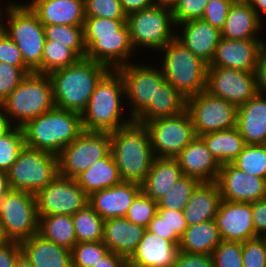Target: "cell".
I'll list each match as a JSON object with an SVG mask.
<instances>
[{"mask_svg":"<svg viewBox=\"0 0 266 267\" xmlns=\"http://www.w3.org/2000/svg\"><path fill=\"white\" fill-rule=\"evenodd\" d=\"M83 35L86 58L110 70L129 64V58L135 57L126 19L86 17Z\"/></svg>","mask_w":266,"mask_h":267,"instance_id":"obj_1","label":"cell"},{"mask_svg":"<svg viewBox=\"0 0 266 267\" xmlns=\"http://www.w3.org/2000/svg\"><path fill=\"white\" fill-rule=\"evenodd\" d=\"M110 151L124 182L142 185L155 159L144 124H130L110 132Z\"/></svg>","mask_w":266,"mask_h":267,"instance_id":"obj_2","label":"cell"},{"mask_svg":"<svg viewBox=\"0 0 266 267\" xmlns=\"http://www.w3.org/2000/svg\"><path fill=\"white\" fill-rule=\"evenodd\" d=\"M110 69L86 57L49 74L56 108L82 113L97 83Z\"/></svg>","mask_w":266,"mask_h":267,"instance_id":"obj_3","label":"cell"},{"mask_svg":"<svg viewBox=\"0 0 266 267\" xmlns=\"http://www.w3.org/2000/svg\"><path fill=\"white\" fill-rule=\"evenodd\" d=\"M122 96L125 97L123 78L118 70H109L97 83L81 113L83 130L110 133L130 124L133 119L123 117Z\"/></svg>","mask_w":266,"mask_h":267,"instance_id":"obj_4","label":"cell"},{"mask_svg":"<svg viewBox=\"0 0 266 267\" xmlns=\"http://www.w3.org/2000/svg\"><path fill=\"white\" fill-rule=\"evenodd\" d=\"M25 146L59 155L83 131L81 114L54 107L22 127Z\"/></svg>","mask_w":266,"mask_h":267,"instance_id":"obj_5","label":"cell"},{"mask_svg":"<svg viewBox=\"0 0 266 267\" xmlns=\"http://www.w3.org/2000/svg\"><path fill=\"white\" fill-rule=\"evenodd\" d=\"M54 107L53 86L49 75L31 72L1 102V113L11 126L22 127L27 121ZM12 119L16 120L14 124Z\"/></svg>","mask_w":266,"mask_h":267,"instance_id":"obj_6","label":"cell"},{"mask_svg":"<svg viewBox=\"0 0 266 267\" xmlns=\"http://www.w3.org/2000/svg\"><path fill=\"white\" fill-rule=\"evenodd\" d=\"M161 71L185 99L206 90L208 64L174 38L161 50Z\"/></svg>","mask_w":266,"mask_h":267,"instance_id":"obj_7","label":"cell"},{"mask_svg":"<svg viewBox=\"0 0 266 267\" xmlns=\"http://www.w3.org/2000/svg\"><path fill=\"white\" fill-rule=\"evenodd\" d=\"M5 32L22 53L26 67L41 73V59L46 41L44 25L27 4L11 2L5 5ZM7 15V16H6Z\"/></svg>","mask_w":266,"mask_h":267,"instance_id":"obj_8","label":"cell"},{"mask_svg":"<svg viewBox=\"0 0 266 267\" xmlns=\"http://www.w3.org/2000/svg\"><path fill=\"white\" fill-rule=\"evenodd\" d=\"M126 24L135 53L141 46L159 52L176 34L172 10L166 6L154 4L134 12L127 16Z\"/></svg>","mask_w":266,"mask_h":267,"instance_id":"obj_9","label":"cell"},{"mask_svg":"<svg viewBox=\"0 0 266 267\" xmlns=\"http://www.w3.org/2000/svg\"><path fill=\"white\" fill-rule=\"evenodd\" d=\"M7 175L11 190L36 194L59 175L58 156L25 146Z\"/></svg>","mask_w":266,"mask_h":267,"instance_id":"obj_10","label":"cell"},{"mask_svg":"<svg viewBox=\"0 0 266 267\" xmlns=\"http://www.w3.org/2000/svg\"><path fill=\"white\" fill-rule=\"evenodd\" d=\"M0 221L9 241L22 242L37 234L39 216L35 194L10 190L0 200Z\"/></svg>","mask_w":266,"mask_h":267,"instance_id":"obj_11","label":"cell"},{"mask_svg":"<svg viewBox=\"0 0 266 267\" xmlns=\"http://www.w3.org/2000/svg\"><path fill=\"white\" fill-rule=\"evenodd\" d=\"M110 152V133L85 131L65 146L60 154L59 175L75 179Z\"/></svg>","mask_w":266,"mask_h":267,"instance_id":"obj_12","label":"cell"},{"mask_svg":"<svg viewBox=\"0 0 266 267\" xmlns=\"http://www.w3.org/2000/svg\"><path fill=\"white\" fill-rule=\"evenodd\" d=\"M144 125L155 157L175 158L196 137L187 109L176 116L158 118Z\"/></svg>","mask_w":266,"mask_h":267,"instance_id":"obj_13","label":"cell"},{"mask_svg":"<svg viewBox=\"0 0 266 267\" xmlns=\"http://www.w3.org/2000/svg\"><path fill=\"white\" fill-rule=\"evenodd\" d=\"M187 111L197 137L214 131L228 130L237 125L238 107L222 98L202 91L187 99Z\"/></svg>","mask_w":266,"mask_h":267,"instance_id":"obj_14","label":"cell"},{"mask_svg":"<svg viewBox=\"0 0 266 267\" xmlns=\"http://www.w3.org/2000/svg\"><path fill=\"white\" fill-rule=\"evenodd\" d=\"M130 62L117 70L123 78L130 118L135 119L149 104H155L158 85L166 79L161 68ZM140 64V65H139Z\"/></svg>","mask_w":266,"mask_h":267,"instance_id":"obj_15","label":"cell"},{"mask_svg":"<svg viewBox=\"0 0 266 267\" xmlns=\"http://www.w3.org/2000/svg\"><path fill=\"white\" fill-rule=\"evenodd\" d=\"M38 215H69L89 204V196L75 179L58 175L51 183L36 194Z\"/></svg>","mask_w":266,"mask_h":267,"instance_id":"obj_16","label":"cell"},{"mask_svg":"<svg viewBox=\"0 0 266 267\" xmlns=\"http://www.w3.org/2000/svg\"><path fill=\"white\" fill-rule=\"evenodd\" d=\"M206 91L237 107L258 93L253 72L224 67H208Z\"/></svg>","mask_w":266,"mask_h":267,"instance_id":"obj_17","label":"cell"},{"mask_svg":"<svg viewBox=\"0 0 266 267\" xmlns=\"http://www.w3.org/2000/svg\"><path fill=\"white\" fill-rule=\"evenodd\" d=\"M216 182L225 201L252 203L266 198V179L247 174L232 163L220 165Z\"/></svg>","mask_w":266,"mask_h":267,"instance_id":"obj_18","label":"cell"},{"mask_svg":"<svg viewBox=\"0 0 266 267\" xmlns=\"http://www.w3.org/2000/svg\"><path fill=\"white\" fill-rule=\"evenodd\" d=\"M214 221L222 240L244 242L255 238L251 203L222 200Z\"/></svg>","mask_w":266,"mask_h":267,"instance_id":"obj_19","label":"cell"},{"mask_svg":"<svg viewBox=\"0 0 266 267\" xmlns=\"http://www.w3.org/2000/svg\"><path fill=\"white\" fill-rule=\"evenodd\" d=\"M263 43L264 40L261 39L221 38L208 67H224L254 73Z\"/></svg>","mask_w":266,"mask_h":267,"instance_id":"obj_20","label":"cell"},{"mask_svg":"<svg viewBox=\"0 0 266 267\" xmlns=\"http://www.w3.org/2000/svg\"><path fill=\"white\" fill-rule=\"evenodd\" d=\"M141 192V185L122 181L113 187L93 192L89 196V205L104 220L125 217L128 208Z\"/></svg>","mask_w":266,"mask_h":267,"instance_id":"obj_21","label":"cell"},{"mask_svg":"<svg viewBox=\"0 0 266 267\" xmlns=\"http://www.w3.org/2000/svg\"><path fill=\"white\" fill-rule=\"evenodd\" d=\"M177 27H181L180 31L182 32L177 34L178 29H176L175 38L209 65L222 38L221 30L202 19L176 24Z\"/></svg>","mask_w":266,"mask_h":267,"instance_id":"obj_22","label":"cell"},{"mask_svg":"<svg viewBox=\"0 0 266 267\" xmlns=\"http://www.w3.org/2000/svg\"><path fill=\"white\" fill-rule=\"evenodd\" d=\"M179 246L145 230L136 250L127 259L128 266L173 267Z\"/></svg>","mask_w":266,"mask_h":267,"instance_id":"obj_23","label":"cell"},{"mask_svg":"<svg viewBox=\"0 0 266 267\" xmlns=\"http://www.w3.org/2000/svg\"><path fill=\"white\" fill-rule=\"evenodd\" d=\"M185 176L200 182L217 181L220 164L200 137H195L176 157Z\"/></svg>","mask_w":266,"mask_h":267,"instance_id":"obj_24","label":"cell"},{"mask_svg":"<svg viewBox=\"0 0 266 267\" xmlns=\"http://www.w3.org/2000/svg\"><path fill=\"white\" fill-rule=\"evenodd\" d=\"M26 4L43 25H84V0H32Z\"/></svg>","mask_w":266,"mask_h":267,"instance_id":"obj_25","label":"cell"},{"mask_svg":"<svg viewBox=\"0 0 266 267\" xmlns=\"http://www.w3.org/2000/svg\"><path fill=\"white\" fill-rule=\"evenodd\" d=\"M266 94L257 93L238 107L237 125L245 144H266Z\"/></svg>","mask_w":266,"mask_h":267,"instance_id":"obj_26","label":"cell"},{"mask_svg":"<svg viewBox=\"0 0 266 267\" xmlns=\"http://www.w3.org/2000/svg\"><path fill=\"white\" fill-rule=\"evenodd\" d=\"M21 253L33 267H72L71 250L34 234L20 242Z\"/></svg>","mask_w":266,"mask_h":267,"instance_id":"obj_27","label":"cell"},{"mask_svg":"<svg viewBox=\"0 0 266 267\" xmlns=\"http://www.w3.org/2000/svg\"><path fill=\"white\" fill-rule=\"evenodd\" d=\"M145 230L125 217L108 219L104 221L102 241L109 251L128 259L136 250Z\"/></svg>","mask_w":266,"mask_h":267,"instance_id":"obj_28","label":"cell"},{"mask_svg":"<svg viewBox=\"0 0 266 267\" xmlns=\"http://www.w3.org/2000/svg\"><path fill=\"white\" fill-rule=\"evenodd\" d=\"M221 202L222 196L217 182H201L183 210L187 226L214 220Z\"/></svg>","mask_w":266,"mask_h":267,"instance_id":"obj_29","label":"cell"},{"mask_svg":"<svg viewBox=\"0 0 266 267\" xmlns=\"http://www.w3.org/2000/svg\"><path fill=\"white\" fill-rule=\"evenodd\" d=\"M263 21L250 4L233 3L221 29V37L230 40L260 39L257 35H260L264 27Z\"/></svg>","mask_w":266,"mask_h":267,"instance_id":"obj_30","label":"cell"},{"mask_svg":"<svg viewBox=\"0 0 266 267\" xmlns=\"http://www.w3.org/2000/svg\"><path fill=\"white\" fill-rule=\"evenodd\" d=\"M182 176L176 158L155 157L141 188L147 196L157 202Z\"/></svg>","mask_w":266,"mask_h":267,"instance_id":"obj_31","label":"cell"},{"mask_svg":"<svg viewBox=\"0 0 266 267\" xmlns=\"http://www.w3.org/2000/svg\"><path fill=\"white\" fill-rule=\"evenodd\" d=\"M75 181L90 196L93 192L113 187L122 182L111 151L80 173Z\"/></svg>","mask_w":266,"mask_h":267,"instance_id":"obj_32","label":"cell"},{"mask_svg":"<svg viewBox=\"0 0 266 267\" xmlns=\"http://www.w3.org/2000/svg\"><path fill=\"white\" fill-rule=\"evenodd\" d=\"M186 107L187 99L165 80L158 85L155 104H149L133 121L145 124L158 118L176 116Z\"/></svg>","mask_w":266,"mask_h":267,"instance_id":"obj_33","label":"cell"},{"mask_svg":"<svg viewBox=\"0 0 266 267\" xmlns=\"http://www.w3.org/2000/svg\"><path fill=\"white\" fill-rule=\"evenodd\" d=\"M219 229L214 220L187 226L180 238L179 250L185 253L211 255L221 243Z\"/></svg>","mask_w":266,"mask_h":267,"instance_id":"obj_34","label":"cell"},{"mask_svg":"<svg viewBox=\"0 0 266 267\" xmlns=\"http://www.w3.org/2000/svg\"><path fill=\"white\" fill-rule=\"evenodd\" d=\"M220 165L232 163L246 145L237 127L199 136Z\"/></svg>","mask_w":266,"mask_h":267,"instance_id":"obj_35","label":"cell"},{"mask_svg":"<svg viewBox=\"0 0 266 267\" xmlns=\"http://www.w3.org/2000/svg\"><path fill=\"white\" fill-rule=\"evenodd\" d=\"M38 234L57 245L71 250L77 243L72 216L38 215Z\"/></svg>","mask_w":266,"mask_h":267,"instance_id":"obj_36","label":"cell"},{"mask_svg":"<svg viewBox=\"0 0 266 267\" xmlns=\"http://www.w3.org/2000/svg\"><path fill=\"white\" fill-rule=\"evenodd\" d=\"M72 220L78 243L102 241L105 220L89 204L77 211Z\"/></svg>","mask_w":266,"mask_h":267,"instance_id":"obj_37","label":"cell"},{"mask_svg":"<svg viewBox=\"0 0 266 267\" xmlns=\"http://www.w3.org/2000/svg\"><path fill=\"white\" fill-rule=\"evenodd\" d=\"M80 57L66 44L46 40L41 59V73L50 74L55 70L66 68L76 63Z\"/></svg>","mask_w":266,"mask_h":267,"instance_id":"obj_38","label":"cell"},{"mask_svg":"<svg viewBox=\"0 0 266 267\" xmlns=\"http://www.w3.org/2000/svg\"><path fill=\"white\" fill-rule=\"evenodd\" d=\"M200 183L201 182L196 178L183 175L167 193L157 201V209L183 211L194 190Z\"/></svg>","mask_w":266,"mask_h":267,"instance_id":"obj_39","label":"cell"},{"mask_svg":"<svg viewBox=\"0 0 266 267\" xmlns=\"http://www.w3.org/2000/svg\"><path fill=\"white\" fill-rule=\"evenodd\" d=\"M46 40H53L55 43L66 44L80 58L86 57L84 45L83 26L71 25H44Z\"/></svg>","mask_w":266,"mask_h":267,"instance_id":"obj_40","label":"cell"},{"mask_svg":"<svg viewBox=\"0 0 266 267\" xmlns=\"http://www.w3.org/2000/svg\"><path fill=\"white\" fill-rule=\"evenodd\" d=\"M232 164L247 174L266 179V144H246Z\"/></svg>","mask_w":266,"mask_h":267,"instance_id":"obj_41","label":"cell"},{"mask_svg":"<svg viewBox=\"0 0 266 267\" xmlns=\"http://www.w3.org/2000/svg\"><path fill=\"white\" fill-rule=\"evenodd\" d=\"M25 147L24 134L21 127L11 126L0 136V171L8 172L17 161L21 150Z\"/></svg>","mask_w":266,"mask_h":267,"instance_id":"obj_42","label":"cell"},{"mask_svg":"<svg viewBox=\"0 0 266 267\" xmlns=\"http://www.w3.org/2000/svg\"><path fill=\"white\" fill-rule=\"evenodd\" d=\"M108 252L103 241L77 242L71 249L72 267H93Z\"/></svg>","mask_w":266,"mask_h":267,"instance_id":"obj_43","label":"cell"},{"mask_svg":"<svg viewBox=\"0 0 266 267\" xmlns=\"http://www.w3.org/2000/svg\"><path fill=\"white\" fill-rule=\"evenodd\" d=\"M157 202L143 191L134 199L125 215L131 223L147 228L157 214Z\"/></svg>","mask_w":266,"mask_h":267,"instance_id":"obj_44","label":"cell"},{"mask_svg":"<svg viewBox=\"0 0 266 267\" xmlns=\"http://www.w3.org/2000/svg\"><path fill=\"white\" fill-rule=\"evenodd\" d=\"M211 255L215 267H243L240 241L222 240Z\"/></svg>","mask_w":266,"mask_h":267,"instance_id":"obj_45","label":"cell"},{"mask_svg":"<svg viewBox=\"0 0 266 267\" xmlns=\"http://www.w3.org/2000/svg\"><path fill=\"white\" fill-rule=\"evenodd\" d=\"M85 17L126 19L120 0H84Z\"/></svg>","mask_w":266,"mask_h":267,"instance_id":"obj_46","label":"cell"},{"mask_svg":"<svg viewBox=\"0 0 266 267\" xmlns=\"http://www.w3.org/2000/svg\"><path fill=\"white\" fill-rule=\"evenodd\" d=\"M243 267H266V237L242 242Z\"/></svg>","mask_w":266,"mask_h":267,"instance_id":"obj_47","label":"cell"},{"mask_svg":"<svg viewBox=\"0 0 266 267\" xmlns=\"http://www.w3.org/2000/svg\"><path fill=\"white\" fill-rule=\"evenodd\" d=\"M209 0H178L171 8L175 25L201 19Z\"/></svg>","mask_w":266,"mask_h":267,"instance_id":"obj_48","label":"cell"},{"mask_svg":"<svg viewBox=\"0 0 266 267\" xmlns=\"http://www.w3.org/2000/svg\"><path fill=\"white\" fill-rule=\"evenodd\" d=\"M26 75L20 67L0 62V102L9 96Z\"/></svg>","mask_w":266,"mask_h":267,"instance_id":"obj_49","label":"cell"},{"mask_svg":"<svg viewBox=\"0 0 266 267\" xmlns=\"http://www.w3.org/2000/svg\"><path fill=\"white\" fill-rule=\"evenodd\" d=\"M157 213L165 219L168 225V240L179 246L180 238L183 236L187 228L183 211L157 209Z\"/></svg>","mask_w":266,"mask_h":267,"instance_id":"obj_50","label":"cell"},{"mask_svg":"<svg viewBox=\"0 0 266 267\" xmlns=\"http://www.w3.org/2000/svg\"><path fill=\"white\" fill-rule=\"evenodd\" d=\"M0 62L20 67L26 74L31 73L18 46L6 32L0 33Z\"/></svg>","mask_w":266,"mask_h":267,"instance_id":"obj_51","label":"cell"},{"mask_svg":"<svg viewBox=\"0 0 266 267\" xmlns=\"http://www.w3.org/2000/svg\"><path fill=\"white\" fill-rule=\"evenodd\" d=\"M232 4L231 0H209L201 19L221 30Z\"/></svg>","mask_w":266,"mask_h":267,"instance_id":"obj_52","label":"cell"},{"mask_svg":"<svg viewBox=\"0 0 266 267\" xmlns=\"http://www.w3.org/2000/svg\"><path fill=\"white\" fill-rule=\"evenodd\" d=\"M173 267H215L212 255L178 251Z\"/></svg>","mask_w":266,"mask_h":267,"instance_id":"obj_53","label":"cell"},{"mask_svg":"<svg viewBox=\"0 0 266 267\" xmlns=\"http://www.w3.org/2000/svg\"><path fill=\"white\" fill-rule=\"evenodd\" d=\"M251 206L255 237H266V198L252 202Z\"/></svg>","mask_w":266,"mask_h":267,"instance_id":"obj_54","label":"cell"},{"mask_svg":"<svg viewBox=\"0 0 266 267\" xmlns=\"http://www.w3.org/2000/svg\"><path fill=\"white\" fill-rule=\"evenodd\" d=\"M21 254L20 242L9 241L0 245V267H14Z\"/></svg>","mask_w":266,"mask_h":267,"instance_id":"obj_55","label":"cell"},{"mask_svg":"<svg viewBox=\"0 0 266 267\" xmlns=\"http://www.w3.org/2000/svg\"><path fill=\"white\" fill-rule=\"evenodd\" d=\"M257 92L266 94V42L262 44L254 71Z\"/></svg>","mask_w":266,"mask_h":267,"instance_id":"obj_56","label":"cell"},{"mask_svg":"<svg viewBox=\"0 0 266 267\" xmlns=\"http://www.w3.org/2000/svg\"><path fill=\"white\" fill-rule=\"evenodd\" d=\"M127 258L109 251L93 267H127Z\"/></svg>","mask_w":266,"mask_h":267,"instance_id":"obj_57","label":"cell"},{"mask_svg":"<svg viewBox=\"0 0 266 267\" xmlns=\"http://www.w3.org/2000/svg\"><path fill=\"white\" fill-rule=\"evenodd\" d=\"M120 2L127 16L154 5V0H120Z\"/></svg>","mask_w":266,"mask_h":267,"instance_id":"obj_58","label":"cell"},{"mask_svg":"<svg viewBox=\"0 0 266 267\" xmlns=\"http://www.w3.org/2000/svg\"><path fill=\"white\" fill-rule=\"evenodd\" d=\"M146 230L168 240V225L158 213L149 222Z\"/></svg>","mask_w":266,"mask_h":267,"instance_id":"obj_59","label":"cell"},{"mask_svg":"<svg viewBox=\"0 0 266 267\" xmlns=\"http://www.w3.org/2000/svg\"><path fill=\"white\" fill-rule=\"evenodd\" d=\"M250 6L254 9L257 16L262 20L261 14H266V0H252Z\"/></svg>","mask_w":266,"mask_h":267,"instance_id":"obj_60","label":"cell"},{"mask_svg":"<svg viewBox=\"0 0 266 267\" xmlns=\"http://www.w3.org/2000/svg\"><path fill=\"white\" fill-rule=\"evenodd\" d=\"M8 175L6 172L0 171V200L10 191Z\"/></svg>","mask_w":266,"mask_h":267,"instance_id":"obj_61","label":"cell"},{"mask_svg":"<svg viewBox=\"0 0 266 267\" xmlns=\"http://www.w3.org/2000/svg\"><path fill=\"white\" fill-rule=\"evenodd\" d=\"M11 127L10 123L0 114V136L3 135Z\"/></svg>","mask_w":266,"mask_h":267,"instance_id":"obj_62","label":"cell"},{"mask_svg":"<svg viewBox=\"0 0 266 267\" xmlns=\"http://www.w3.org/2000/svg\"><path fill=\"white\" fill-rule=\"evenodd\" d=\"M14 267H33L30 263H29V261L24 257V255L23 254H21L18 258H17V260H16V262H15V264H14Z\"/></svg>","mask_w":266,"mask_h":267,"instance_id":"obj_63","label":"cell"},{"mask_svg":"<svg viewBox=\"0 0 266 267\" xmlns=\"http://www.w3.org/2000/svg\"><path fill=\"white\" fill-rule=\"evenodd\" d=\"M177 1L178 0H154V4L172 8Z\"/></svg>","mask_w":266,"mask_h":267,"instance_id":"obj_64","label":"cell"},{"mask_svg":"<svg viewBox=\"0 0 266 267\" xmlns=\"http://www.w3.org/2000/svg\"><path fill=\"white\" fill-rule=\"evenodd\" d=\"M9 242V239L7 238V236L4 233V229H3V225L0 221V245H3L5 243Z\"/></svg>","mask_w":266,"mask_h":267,"instance_id":"obj_65","label":"cell"},{"mask_svg":"<svg viewBox=\"0 0 266 267\" xmlns=\"http://www.w3.org/2000/svg\"><path fill=\"white\" fill-rule=\"evenodd\" d=\"M1 7L2 6H1V3H0V33H3V32H5V24H6V23H3V22H4V19H6V17L5 18L2 17V16H4V14L2 13L4 10H2Z\"/></svg>","mask_w":266,"mask_h":267,"instance_id":"obj_66","label":"cell"},{"mask_svg":"<svg viewBox=\"0 0 266 267\" xmlns=\"http://www.w3.org/2000/svg\"><path fill=\"white\" fill-rule=\"evenodd\" d=\"M233 3H250L252 0H231Z\"/></svg>","mask_w":266,"mask_h":267,"instance_id":"obj_67","label":"cell"}]
</instances>
